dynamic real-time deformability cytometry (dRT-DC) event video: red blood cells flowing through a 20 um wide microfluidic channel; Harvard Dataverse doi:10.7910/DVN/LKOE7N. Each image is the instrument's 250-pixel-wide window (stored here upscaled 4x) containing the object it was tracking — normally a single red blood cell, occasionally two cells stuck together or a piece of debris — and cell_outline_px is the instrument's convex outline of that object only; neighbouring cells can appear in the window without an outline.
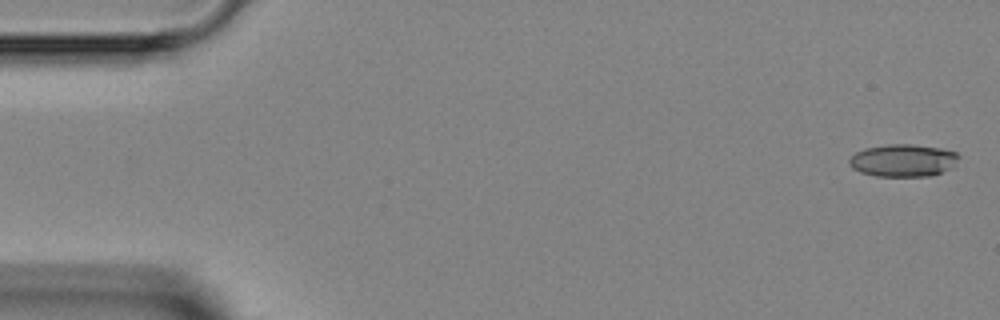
{"species": "Egyptian fruit bat (a non-hibernating species)", "species_latin": "Rousettus aegyptiacus", "temperature_condition": "room temperature", "stored_images_in_passage": 46, "camera_frame_rate_fps": 3000, "um_per_image_px": 0.085, "animal": {"sex": "female"}, "frame": {"image": 1, "passage_image": 1, "time_ms": 0.0, "image_size_px": [1000, 320], "cell_outline_px": [[960, 156], [952, 168], [932, 176], [876, 176], [860, 172], [852, 168], [848, 164], [848, 160], [856, 152], [864, 148], [888, 144], [912, 144], [940, 148], [956, 152]], "centroid_in_image_um": [76.76, 13.64], "position_along_channel_um": 8.2, "area_um2": 20.87}}
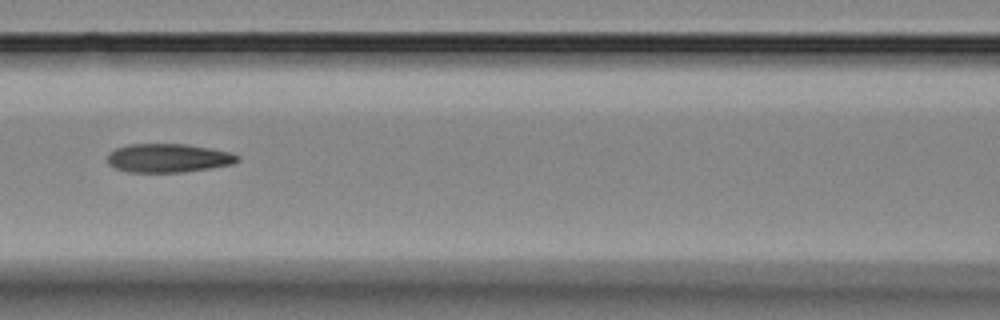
{"frame": {"image": 2, "passage_image": 20, "time_ms": 6.333, "image_size_px": [1000, 320], "cell_outline_px": [[240, 160], [232, 164], [184, 172], [128, 172], [116, 168], [108, 164], [108, 152], [116, 148], [128, 144], [184, 144], [232, 152], [240, 156]], "centroid_in_image_um": [14.3, 13.43], "position_along_channel_um": 152.3, "area_um2": 21.73}}
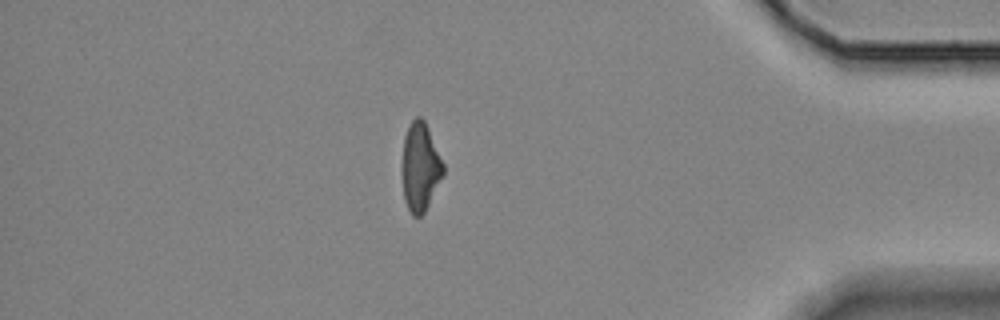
{"frame": {"image": 3, "passage_image": 40, "time_ms": 13.0, "image_size_px": [1000, 320], "cell_outline_px": [[444, 172], [424, 212], [420, 216], [412, 216], [404, 200], [400, 172], [400, 164], [404, 136], [412, 120], [416, 116], [420, 116], [424, 120], [444, 164]], "centroid_in_image_um": [35.67, 14.19], "position_along_channel_um": 399.5, "area_um2": 21.39}}